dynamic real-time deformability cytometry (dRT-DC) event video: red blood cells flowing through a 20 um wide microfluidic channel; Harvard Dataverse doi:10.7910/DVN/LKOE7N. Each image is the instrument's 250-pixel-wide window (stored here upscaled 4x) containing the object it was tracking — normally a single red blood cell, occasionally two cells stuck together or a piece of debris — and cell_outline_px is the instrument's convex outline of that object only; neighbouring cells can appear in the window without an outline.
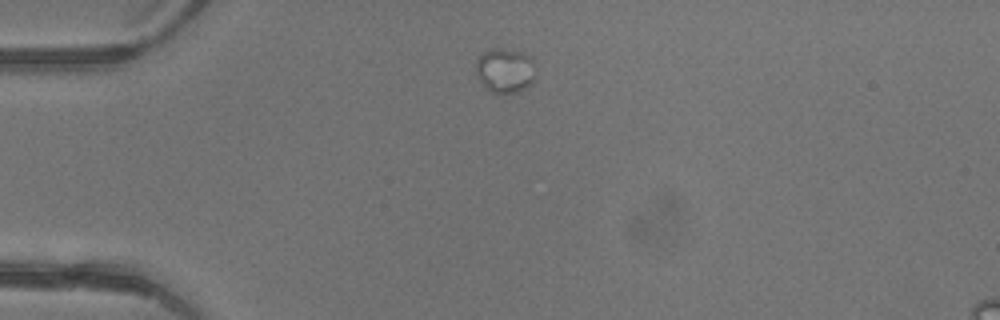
{"species": "common noctule bat (a hibernating species)", "species_latin": "Nyctalus noctula", "temperature_condition": "warm", "stored_images_in_passage": 3, "camera_frame_rate_fps": 3000, "um_per_image_px": 0.085, "animal": {"sex": "female"}, "frame": {"image": 1, "passage_image": 1, "time_ms": 0.0, "image_size_px": [1000, 320], "cell_outline_px": [[532, 80], [520, 92], [500, 96], [492, 92], [476, 76], [476, 60], [484, 52], [492, 48], [500, 48], [520, 52], [532, 56]], "centroid_in_image_um": [42.88, 6.01], "position_along_channel_um": 42.1, "area_um2": 15.37}}